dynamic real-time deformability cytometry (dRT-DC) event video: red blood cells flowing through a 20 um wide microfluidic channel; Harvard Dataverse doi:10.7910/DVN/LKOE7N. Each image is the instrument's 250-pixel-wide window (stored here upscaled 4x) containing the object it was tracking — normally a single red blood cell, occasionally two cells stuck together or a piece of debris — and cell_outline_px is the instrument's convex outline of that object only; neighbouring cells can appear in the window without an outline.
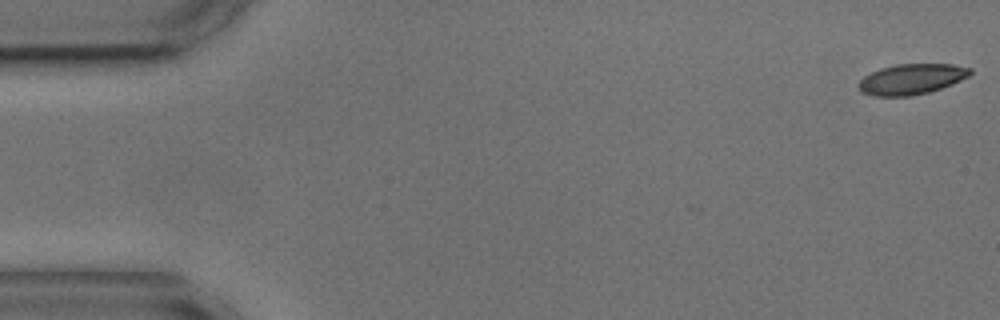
{"species": "common noctule bat (a hibernating species)", "species_latin": "Nyctalus noctula", "temperature_condition": "cold", "stored_images_in_passage": 5, "segment_of_instrument_passage": [2, 2], "camera_frame_rate_fps": 3000, "um_per_image_px": 0.085, "animal": {"sex": "male", "body_mass_g": 17.9, "forearm_length_mm": 54.2}, "frame": {"image": 1, "passage_image": 5, "time_ms": 6.0, "image_size_px": [1000, 320], "cell_outline_px": [[972, 72], [968, 76], [952, 84], [928, 92], [912, 96], [872, 96], [860, 92], [856, 84], [864, 76], [880, 68], [896, 64], [952, 64], [972, 68]], "centroid_in_image_um": [77.44, 6.73], "position_along_channel_um": 7.6, "area_um2": 19.94}}